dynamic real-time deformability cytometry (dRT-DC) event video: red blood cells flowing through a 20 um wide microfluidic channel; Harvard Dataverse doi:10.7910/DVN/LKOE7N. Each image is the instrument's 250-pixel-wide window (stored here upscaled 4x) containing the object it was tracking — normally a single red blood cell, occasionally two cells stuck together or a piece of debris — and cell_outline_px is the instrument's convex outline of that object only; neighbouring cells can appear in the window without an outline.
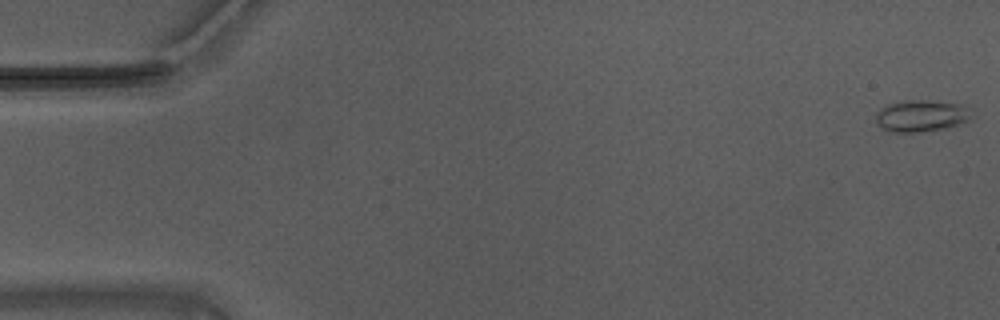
{"species": "Egyptian fruit bat (a non-hibernating species)", "species_latin": "Rousettus aegyptiacus", "temperature_condition": "warm", "stored_images_in_passage": 56, "camera_frame_rate_fps": 3000, "um_per_image_px": 0.085, "animal": {"sex": "male"}, "frame": {"image": 1, "passage_image": 1, "time_ms": 0.0, "image_size_px": [1000, 320], "cell_outline_px": [[968, 120], [960, 124], [944, 128], [920, 132], [892, 132], [884, 128], [876, 120], [876, 112], [880, 108], [888, 104], [904, 100], [924, 100], [964, 104], [968, 116]], "centroid_in_image_um": [78.25, 9.84], "position_along_channel_um": 6.7, "area_um2": 17.34}}
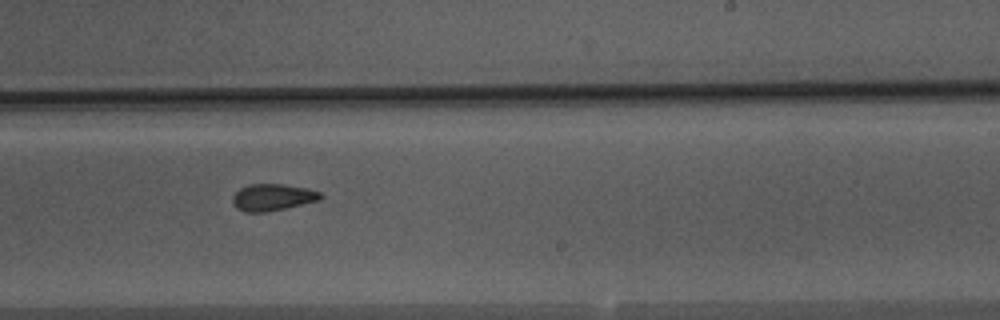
{"frame": {"image": 2, "passage_image": 34, "time_ms": 11.0, "image_size_px": [1000, 320], "cell_outline_px": [[324, 196], [320, 200], [284, 208], [264, 212], [244, 212], [236, 208], [232, 200], [232, 196], [240, 188], [248, 184], [284, 184], [308, 188], [320, 192]], "centroid_in_image_um": [23.17, 16.76], "position_along_channel_um": 265.8, "area_um2": 13.76}}
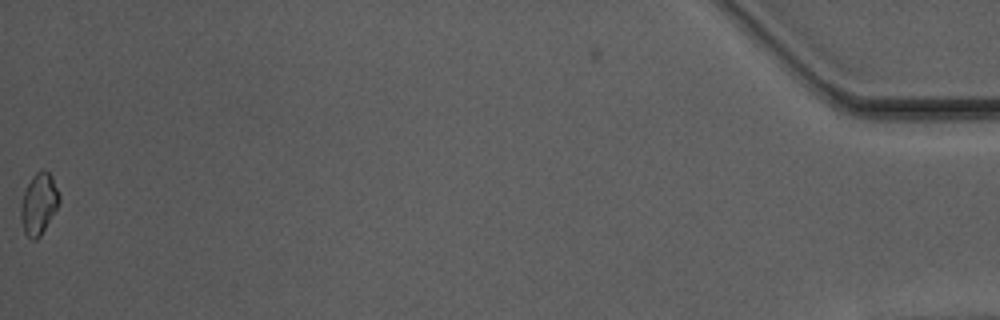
{"frame": {"image": 3, "passage_image": 56, "time_ms": 18.333, "image_size_px": [1000, 320], "cell_outline_px": [[60, 204], [40, 236], [36, 240], [32, 240], [24, 232], [20, 220], [20, 204], [24, 192], [32, 176], [36, 172], [44, 168], [52, 176], [60, 196]], "centroid_in_image_um": [3.3, 17.33], "position_along_channel_um": 431.9, "area_um2": 13.87}, "authors_computed_cell_mechanics": {"area_um2": 13.9876, "velocity_mm_per_s": 3.719, "shape_relaxation_time_tau1_ms": null, "shape_relaxation_time_tau2_ms": 2.2652, "deformation_change_tau1": null, "deformation_change_tau2": 0.0546}}